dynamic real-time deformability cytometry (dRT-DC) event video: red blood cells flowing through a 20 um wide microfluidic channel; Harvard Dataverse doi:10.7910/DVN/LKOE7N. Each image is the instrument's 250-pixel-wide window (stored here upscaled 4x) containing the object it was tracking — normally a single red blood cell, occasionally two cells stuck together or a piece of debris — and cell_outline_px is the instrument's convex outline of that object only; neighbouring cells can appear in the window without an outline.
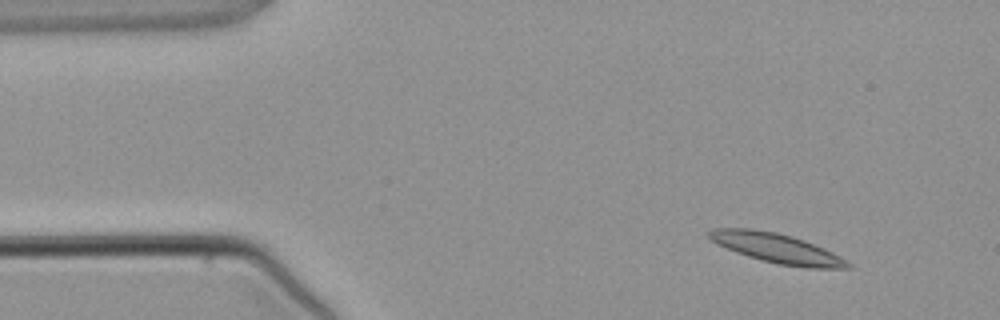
{"species": "common noctule bat (a hibernating species)", "species_latin": "Nyctalus noctula", "temperature_condition": "warm", "stored_images_in_passage": 4, "segment_of_instrument_passage": [1, 2], "camera_frame_rate_fps": 3000, "um_per_image_px": 0.085, "animal": {"sex": "male", "body_mass_g": 21.5, "forearm_length_mm": 52.0}, "frame": {"image": 1, "passage_image": 1, "time_ms": 0.0, "image_size_px": [1000, 320], "cell_outline_px": [[852, 268], [808, 268], [776, 264], [748, 256], [736, 252], [716, 244], [704, 232], [712, 228], [752, 228], [776, 232], [792, 236], [804, 240], [824, 248], [840, 256], [852, 264]], "centroid_in_image_um": [66.0, 21.09], "position_along_channel_um": 19.0, "area_um2": 24.1}}
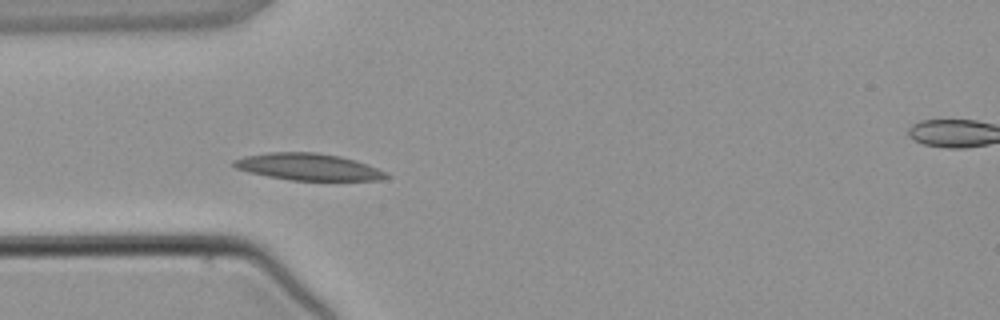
{"frame": {"image": 2, "passage_image": 3, "time_ms": 2.667, "image_size_px": [1000, 320], "cell_outline_px": [[392, 176], [380, 180], [292, 180], [268, 176], [248, 172], [236, 168], [232, 164], [232, 160], [244, 156], [268, 152], [316, 152], [340, 156], [356, 160], [388, 172]], "centroid_in_image_um": [26.22, 14.18], "position_along_channel_um": 58.8, "area_um2": 23.93}}